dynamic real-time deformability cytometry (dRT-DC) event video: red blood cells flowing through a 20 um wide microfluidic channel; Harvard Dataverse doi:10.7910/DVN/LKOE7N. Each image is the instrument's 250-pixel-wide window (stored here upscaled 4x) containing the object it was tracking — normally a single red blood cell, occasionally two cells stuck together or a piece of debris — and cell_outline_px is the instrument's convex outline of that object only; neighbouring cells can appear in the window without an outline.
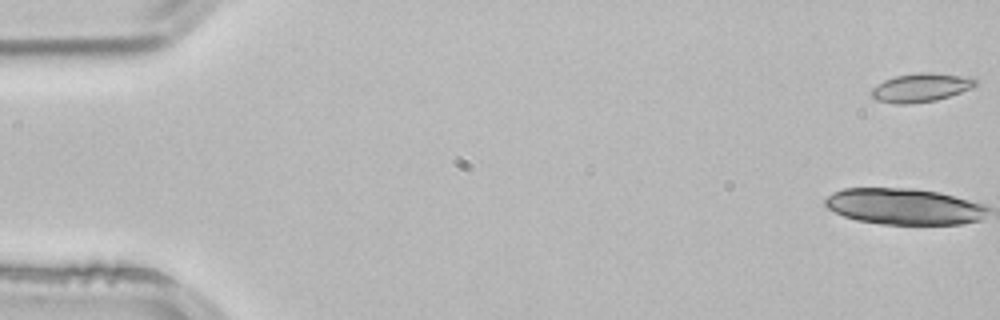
{"species": "common noctule bat (a hibernating species)", "species_latin": "Nyctalus noctula", "temperature_condition": "room temperature", "stored_images_in_passage": 3, "camera_frame_rate_fps": 3000, "um_per_image_px": 0.085, "animal": {"sex": "male", "body_mass_g": 21.5, "forearm_length_mm": 52.0}, "frame": {"image": 1, "passage_image": 1, "time_ms": 0.0, "image_size_px": [1000, 320], "cell_outline_px": [[976, 84], [972, 88], [936, 100], [908, 104], [896, 104], [876, 100], [868, 92], [872, 88], [884, 80], [896, 76], [920, 72], [932, 72], [960, 76], [976, 80]], "centroid_in_image_um": [78.2, 7.45], "position_along_channel_um": 6.8, "area_um2": 17.17}}